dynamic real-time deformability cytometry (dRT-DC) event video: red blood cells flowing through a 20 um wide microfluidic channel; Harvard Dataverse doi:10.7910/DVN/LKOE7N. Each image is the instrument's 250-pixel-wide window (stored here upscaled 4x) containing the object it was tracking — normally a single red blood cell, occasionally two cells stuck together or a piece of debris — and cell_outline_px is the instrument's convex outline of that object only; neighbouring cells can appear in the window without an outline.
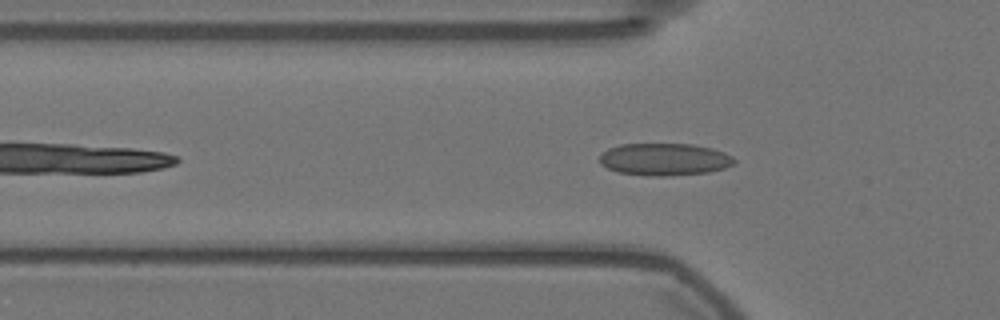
{"species": "Egyptian fruit bat (a non-hibernating species)", "species_latin": "Rousettus aegyptiacus", "temperature_condition": "warm", "stored_images_in_passage": 42, "camera_frame_rate_fps": 3000, "um_per_image_px": 0.085, "animal": {"sex": "female"}, "frame": {"image": 1, "passage_image": 8, "time_ms": 2.333, "image_size_px": [1000, 320], "cell_outline_px": [[736, 164], [724, 168], [708, 172], [664, 176], [648, 176], [620, 172], [608, 168], [600, 164], [600, 152], [608, 148], [620, 144], [692, 144], [712, 148], [724, 152], [732, 156], [736, 160]], "centroid_in_image_um": [56.48, 13.54], "position_along_channel_um": 69.3, "area_um2": 25.43}}
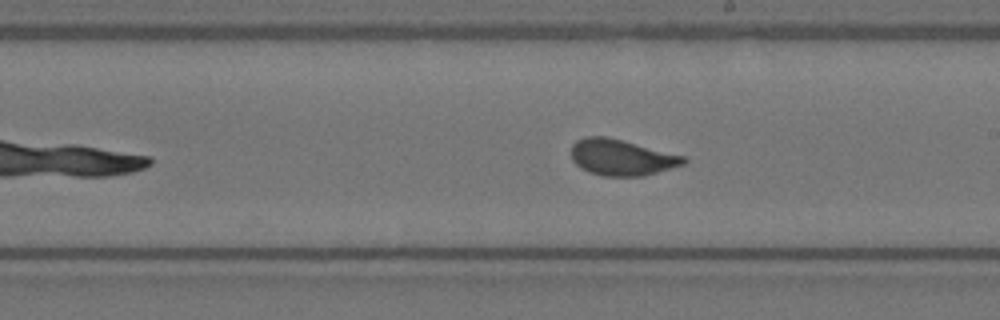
{"frame": {"image": 2, "passage_image": 22, "time_ms": 7.0, "image_size_px": [1000, 320], "cell_outline_px": [[688, 160], [684, 164], [644, 176], [604, 176], [588, 172], [580, 168], [572, 160], [572, 144], [576, 140], [584, 136], [608, 136], [684, 156]], "centroid_in_image_um": [52.8, 13.37], "position_along_channel_um": 236.2, "area_um2": 23.7}}
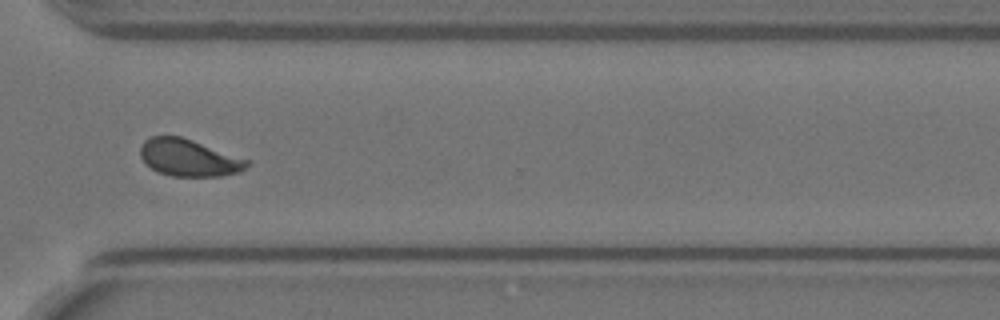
{"frame": {"image": 3, "passage_image": 32, "time_ms": 10.333, "image_size_px": [1000, 320], "cell_outline_px": [[252, 164], [240, 172], [220, 176], [172, 176], [156, 172], [140, 156], [140, 148], [144, 140], [152, 136], [180, 136], [252, 160]], "centroid_in_image_um": [16.11, 13.41], "position_along_channel_um": 354.5, "area_um2": 23.18}, "authors_computed_cell_mechanics": {"area_um2": 23.698, "velocity_mm_per_s": 3.559, "shape_relaxation_time_tau1_ms": 5.0814, "shape_relaxation_time_tau2_ms": null, "deformation_change_tau1": 0.127, "deformation_change_tau2": null}}